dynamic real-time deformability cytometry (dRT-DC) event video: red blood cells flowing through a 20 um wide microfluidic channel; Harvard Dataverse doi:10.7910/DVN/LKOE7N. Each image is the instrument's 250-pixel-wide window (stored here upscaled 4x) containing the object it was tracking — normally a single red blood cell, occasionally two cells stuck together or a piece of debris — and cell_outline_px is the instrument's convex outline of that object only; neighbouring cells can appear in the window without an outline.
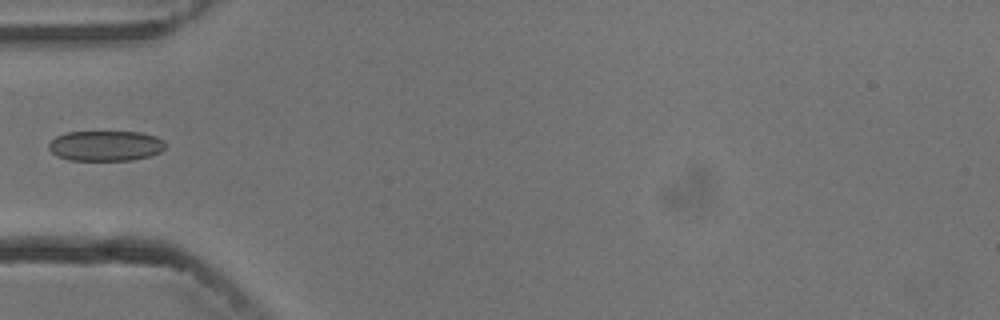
{"species": "common noctule bat (a hibernating species)", "species_latin": "Nyctalus noctula", "temperature_condition": "cold", "stored_images_in_passage": 6, "camera_frame_rate_fps": 3000, "um_per_image_px": 0.085, "animal": {"sex": "male", "body_mass_g": 13.3}, "frame": {"image": 1, "passage_image": 6, "time_ms": 5.667, "image_size_px": [1000, 320], "cell_outline_px": [[164, 148], [160, 152], [148, 156], [132, 160], [68, 160], [56, 156], [48, 148], [48, 144], [56, 136], [68, 132], [140, 132], [156, 136], [164, 140]], "centroid_in_image_um": [8.96, 12.39], "position_along_channel_um": 76.0, "area_um2": 20.58}}